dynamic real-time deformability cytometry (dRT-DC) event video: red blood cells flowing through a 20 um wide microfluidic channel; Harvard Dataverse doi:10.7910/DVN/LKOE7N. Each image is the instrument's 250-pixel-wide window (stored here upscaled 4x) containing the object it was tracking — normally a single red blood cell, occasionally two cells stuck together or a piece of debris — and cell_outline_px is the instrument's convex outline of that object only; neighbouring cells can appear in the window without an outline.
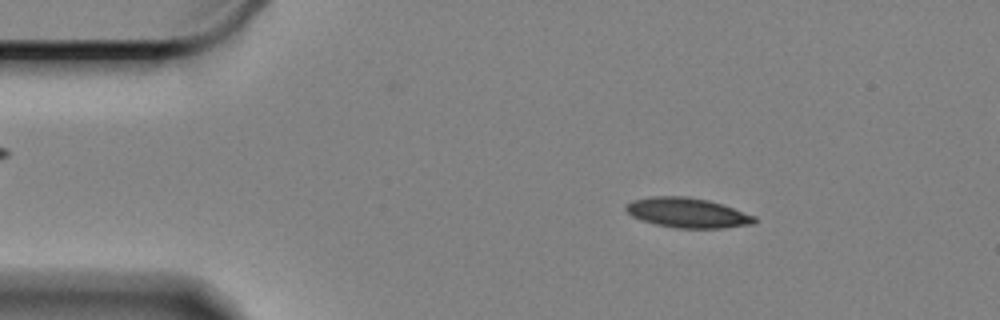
{"species": "Egyptian fruit bat (a non-hibernating species)", "species_latin": "Rousettus aegyptiacus", "temperature_condition": "cold", "stored_images_in_passage": 52, "segment_of_instrument_passage": [1, 2], "camera_frame_rate_fps": 3000, "um_per_image_px": 0.085, "animal": {"sex": "female"}, "frame": {"image": 1, "passage_image": 1, "time_ms": 0.0, "image_size_px": [1000, 320], "cell_outline_px": [[756, 224], [724, 228], [676, 228], [656, 224], [632, 216], [624, 208], [624, 204], [632, 200], [652, 196], [688, 196], [708, 200], [724, 204], [756, 216]], "centroid_in_image_um": [58.47, 18.08], "position_along_channel_um": 26.5, "area_um2": 22.6}}
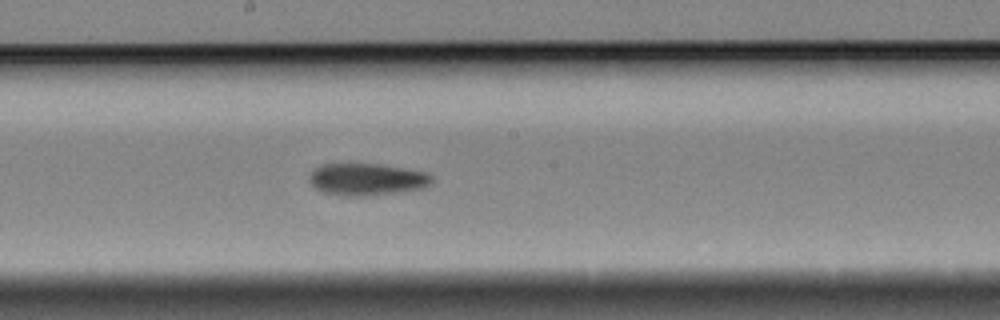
{"frame": {"image": 2, "passage_image": 23, "time_ms": 7.333, "image_size_px": [1000, 320], "cell_outline_px": [[432, 180], [424, 188], [400, 192], [364, 196], [344, 196], [324, 192], [316, 188], [308, 180], [312, 172], [316, 168], [324, 164], [380, 164], [424, 172], [432, 176]], "centroid_in_image_um": [31.18, 15.25], "position_along_channel_um": 217.0, "area_um2": 22.6}}
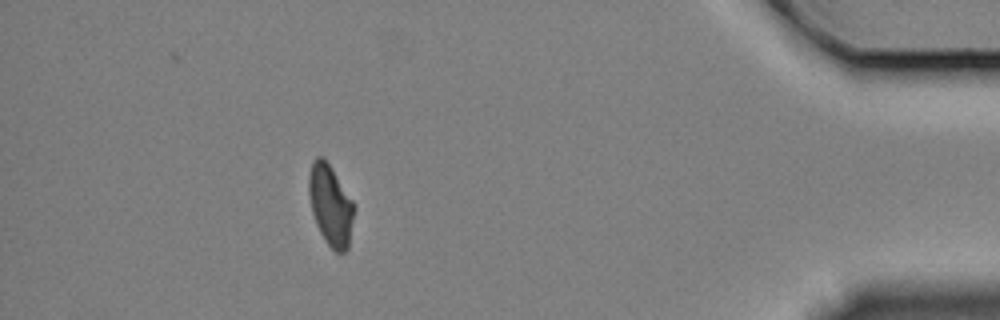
{"frame": {"image": 3, "passage_image": 45, "time_ms": 14.667, "image_size_px": [1000, 320], "cell_outline_px": [[356, 208], [348, 248], [344, 252], [336, 252], [324, 240], [316, 224], [312, 212], [308, 192], [308, 176], [312, 160], [316, 156], [324, 156], [352, 200]], "centroid_in_image_um": [28.09, 17.42], "position_along_channel_um": 407.1, "area_um2": 21.5}}